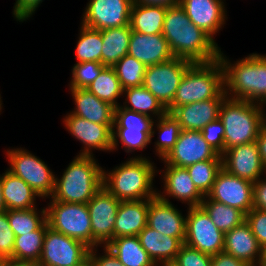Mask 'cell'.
Returning a JSON list of instances; mask_svg holds the SVG:
<instances>
[{"instance_id": "cell-1", "label": "cell", "mask_w": 266, "mask_h": 266, "mask_svg": "<svg viewBox=\"0 0 266 266\" xmlns=\"http://www.w3.org/2000/svg\"><path fill=\"white\" fill-rule=\"evenodd\" d=\"M162 35L174 57L192 63H207L219 58L218 44L191 23L180 4L167 7Z\"/></svg>"}, {"instance_id": "cell-2", "label": "cell", "mask_w": 266, "mask_h": 266, "mask_svg": "<svg viewBox=\"0 0 266 266\" xmlns=\"http://www.w3.org/2000/svg\"><path fill=\"white\" fill-rule=\"evenodd\" d=\"M224 70V92L232 99L266 104V54H249L233 64L221 51L218 58Z\"/></svg>"}, {"instance_id": "cell-3", "label": "cell", "mask_w": 266, "mask_h": 266, "mask_svg": "<svg viewBox=\"0 0 266 266\" xmlns=\"http://www.w3.org/2000/svg\"><path fill=\"white\" fill-rule=\"evenodd\" d=\"M150 158L138 155L108 172L103 169V187L120 201L152 199L157 196L153 187L156 170Z\"/></svg>"}, {"instance_id": "cell-4", "label": "cell", "mask_w": 266, "mask_h": 266, "mask_svg": "<svg viewBox=\"0 0 266 266\" xmlns=\"http://www.w3.org/2000/svg\"><path fill=\"white\" fill-rule=\"evenodd\" d=\"M94 156L77 155L63 171L55 176L51 199L58 202L87 204L103 187V168Z\"/></svg>"}, {"instance_id": "cell-5", "label": "cell", "mask_w": 266, "mask_h": 266, "mask_svg": "<svg viewBox=\"0 0 266 266\" xmlns=\"http://www.w3.org/2000/svg\"><path fill=\"white\" fill-rule=\"evenodd\" d=\"M264 105L226 97L219 119L224 126V151L234 146L255 142L265 123Z\"/></svg>"}, {"instance_id": "cell-6", "label": "cell", "mask_w": 266, "mask_h": 266, "mask_svg": "<svg viewBox=\"0 0 266 266\" xmlns=\"http://www.w3.org/2000/svg\"><path fill=\"white\" fill-rule=\"evenodd\" d=\"M224 92V70L219 59L207 63H192L183 75L172 104L176 107L214 98H226Z\"/></svg>"}, {"instance_id": "cell-7", "label": "cell", "mask_w": 266, "mask_h": 266, "mask_svg": "<svg viewBox=\"0 0 266 266\" xmlns=\"http://www.w3.org/2000/svg\"><path fill=\"white\" fill-rule=\"evenodd\" d=\"M153 123L152 117L128 110L121 105L115 107L112 152L118 148L119 141L127 153L132 154L136 150H144L156 133L152 127Z\"/></svg>"}, {"instance_id": "cell-8", "label": "cell", "mask_w": 266, "mask_h": 266, "mask_svg": "<svg viewBox=\"0 0 266 266\" xmlns=\"http://www.w3.org/2000/svg\"><path fill=\"white\" fill-rule=\"evenodd\" d=\"M46 207L49 227L92 248L91 219L87 204L58 202L51 199Z\"/></svg>"}, {"instance_id": "cell-9", "label": "cell", "mask_w": 266, "mask_h": 266, "mask_svg": "<svg viewBox=\"0 0 266 266\" xmlns=\"http://www.w3.org/2000/svg\"><path fill=\"white\" fill-rule=\"evenodd\" d=\"M6 154L10 164L7 170L26 182L40 198L50 199L56 175L47 164L24 148L9 149Z\"/></svg>"}, {"instance_id": "cell-10", "label": "cell", "mask_w": 266, "mask_h": 266, "mask_svg": "<svg viewBox=\"0 0 266 266\" xmlns=\"http://www.w3.org/2000/svg\"><path fill=\"white\" fill-rule=\"evenodd\" d=\"M192 62L173 57L163 63L148 66L143 86L167 109L173 102L180 81Z\"/></svg>"}, {"instance_id": "cell-11", "label": "cell", "mask_w": 266, "mask_h": 266, "mask_svg": "<svg viewBox=\"0 0 266 266\" xmlns=\"http://www.w3.org/2000/svg\"><path fill=\"white\" fill-rule=\"evenodd\" d=\"M90 248L83 242L62 233L46 229L42 253L35 266H70L90 263Z\"/></svg>"}, {"instance_id": "cell-12", "label": "cell", "mask_w": 266, "mask_h": 266, "mask_svg": "<svg viewBox=\"0 0 266 266\" xmlns=\"http://www.w3.org/2000/svg\"><path fill=\"white\" fill-rule=\"evenodd\" d=\"M184 243L200 252L214 256L224 250L225 234L212 222L201 207H188Z\"/></svg>"}, {"instance_id": "cell-13", "label": "cell", "mask_w": 266, "mask_h": 266, "mask_svg": "<svg viewBox=\"0 0 266 266\" xmlns=\"http://www.w3.org/2000/svg\"><path fill=\"white\" fill-rule=\"evenodd\" d=\"M120 200L102 187L87 203L92 228V248L106 246L113 239Z\"/></svg>"}, {"instance_id": "cell-14", "label": "cell", "mask_w": 266, "mask_h": 266, "mask_svg": "<svg viewBox=\"0 0 266 266\" xmlns=\"http://www.w3.org/2000/svg\"><path fill=\"white\" fill-rule=\"evenodd\" d=\"M222 160L203 138L201 131L181 130L176 144L162 159L166 164L187 168L199 161Z\"/></svg>"}, {"instance_id": "cell-15", "label": "cell", "mask_w": 266, "mask_h": 266, "mask_svg": "<svg viewBox=\"0 0 266 266\" xmlns=\"http://www.w3.org/2000/svg\"><path fill=\"white\" fill-rule=\"evenodd\" d=\"M63 124L84 146L78 155L93 156V149L112 151L113 124H98L69 113L64 117Z\"/></svg>"}, {"instance_id": "cell-16", "label": "cell", "mask_w": 266, "mask_h": 266, "mask_svg": "<svg viewBox=\"0 0 266 266\" xmlns=\"http://www.w3.org/2000/svg\"><path fill=\"white\" fill-rule=\"evenodd\" d=\"M132 4V0H90L81 23L98 30L129 25Z\"/></svg>"}, {"instance_id": "cell-17", "label": "cell", "mask_w": 266, "mask_h": 266, "mask_svg": "<svg viewBox=\"0 0 266 266\" xmlns=\"http://www.w3.org/2000/svg\"><path fill=\"white\" fill-rule=\"evenodd\" d=\"M207 197L247 214L253 209V183L233 176L222 168Z\"/></svg>"}, {"instance_id": "cell-18", "label": "cell", "mask_w": 266, "mask_h": 266, "mask_svg": "<svg viewBox=\"0 0 266 266\" xmlns=\"http://www.w3.org/2000/svg\"><path fill=\"white\" fill-rule=\"evenodd\" d=\"M221 158L222 168L227 173L252 183L266 174L256 142L229 148L221 154Z\"/></svg>"}, {"instance_id": "cell-19", "label": "cell", "mask_w": 266, "mask_h": 266, "mask_svg": "<svg viewBox=\"0 0 266 266\" xmlns=\"http://www.w3.org/2000/svg\"><path fill=\"white\" fill-rule=\"evenodd\" d=\"M186 219L169 200L155 196L150 199L147 215V226L163 235L177 237L184 243L186 235Z\"/></svg>"}, {"instance_id": "cell-20", "label": "cell", "mask_w": 266, "mask_h": 266, "mask_svg": "<svg viewBox=\"0 0 266 266\" xmlns=\"http://www.w3.org/2000/svg\"><path fill=\"white\" fill-rule=\"evenodd\" d=\"M224 0H180L191 23L207 33L213 40L227 20Z\"/></svg>"}, {"instance_id": "cell-21", "label": "cell", "mask_w": 266, "mask_h": 266, "mask_svg": "<svg viewBox=\"0 0 266 266\" xmlns=\"http://www.w3.org/2000/svg\"><path fill=\"white\" fill-rule=\"evenodd\" d=\"M165 170H161L164 183V191L157 192L159 198L173 197L186 203L188 207H197L201 205L204 196L195 187L188 170L182 167L168 165L164 162ZM164 173V174H162Z\"/></svg>"}, {"instance_id": "cell-22", "label": "cell", "mask_w": 266, "mask_h": 266, "mask_svg": "<svg viewBox=\"0 0 266 266\" xmlns=\"http://www.w3.org/2000/svg\"><path fill=\"white\" fill-rule=\"evenodd\" d=\"M146 67L171 60L174 56L162 34L131 32L128 52Z\"/></svg>"}, {"instance_id": "cell-23", "label": "cell", "mask_w": 266, "mask_h": 266, "mask_svg": "<svg viewBox=\"0 0 266 266\" xmlns=\"http://www.w3.org/2000/svg\"><path fill=\"white\" fill-rule=\"evenodd\" d=\"M223 252L245 261L250 266H258L261 260L262 247L244 221L241 225L225 233Z\"/></svg>"}, {"instance_id": "cell-24", "label": "cell", "mask_w": 266, "mask_h": 266, "mask_svg": "<svg viewBox=\"0 0 266 266\" xmlns=\"http://www.w3.org/2000/svg\"><path fill=\"white\" fill-rule=\"evenodd\" d=\"M225 98L208 99L176 107L172 116L179 122L181 130L201 131L208 123L219 118L220 107Z\"/></svg>"}, {"instance_id": "cell-25", "label": "cell", "mask_w": 266, "mask_h": 266, "mask_svg": "<svg viewBox=\"0 0 266 266\" xmlns=\"http://www.w3.org/2000/svg\"><path fill=\"white\" fill-rule=\"evenodd\" d=\"M150 199L121 201L114 223L113 238L137 236L147 226Z\"/></svg>"}, {"instance_id": "cell-26", "label": "cell", "mask_w": 266, "mask_h": 266, "mask_svg": "<svg viewBox=\"0 0 266 266\" xmlns=\"http://www.w3.org/2000/svg\"><path fill=\"white\" fill-rule=\"evenodd\" d=\"M141 246L158 266H169L179 253L182 242L146 226L138 235Z\"/></svg>"}, {"instance_id": "cell-27", "label": "cell", "mask_w": 266, "mask_h": 266, "mask_svg": "<svg viewBox=\"0 0 266 266\" xmlns=\"http://www.w3.org/2000/svg\"><path fill=\"white\" fill-rule=\"evenodd\" d=\"M74 104L73 114L98 124H114V106L100 100L87 89H70Z\"/></svg>"}, {"instance_id": "cell-28", "label": "cell", "mask_w": 266, "mask_h": 266, "mask_svg": "<svg viewBox=\"0 0 266 266\" xmlns=\"http://www.w3.org/2000/svg\"><path fill=\"white\" fill-rule=\"evenodd\" d=\"M3 199L7 210H21L36 207V192L21 178L6 170L1 175Z\"/></svg>"}, {"instance_id": "cell-29", "label": "cell", "mask_w": 266, "mask_h": 266, "mask_svg": "<svg viewBox=\"0 0 266 266\" xmlns=\"http://www.w3.org/2000/svg\"><path fill=\"white\" fill-rule=\"evenodd\" d=\"M166 6L133 3L129 25L132 31L143 34H162Z\"/></svg>"}, {"instance_id": "cell-30", "label": "cell", "mask_w": 266, "mask_h": 266, "mask_svg": "<svg viewBox=\"0 0 266 266\" xmlns=\"http://www.w3.org/2000/svg\"><path fill=\"white\" fill-rule=\"evenodd\" d=\"M48 227L46 220L37 230L15 236L13 256L9 261L35 266L40 259Z\"/></svg>"}, {"instance_id": "cell-31", "label": "cell", "mask_w": 266, "mask_h": 266, "mask_svg": "<svg viewBox=\"0 0 266 266\" xmlns=\"http://www.w3.org/2000/svg\"><path fill=\"white\" fill-rule=\"evenodd\" d=\"M106 247L124 266H157L141 246L138 236L113 238Z\"/></svg>"}, {"instance_id": "cell-32", "label": "cell", "mask_w": 266, "mask_h": 266, "mask_svg": "<svg viewBox=\"0 0 266 266\" xmlns=\"http://www.w3.org/2000/svg\"><path fill=\"white\" fill-rule=\"evenodd\" d=\"M100 31L103 41L102 64L113 67L127 54L132 29L130 25H125Z\"/></svg>"}, {"instance_id": "cell-33", "label": "cell", "mask_w": 266, "mask_h": 266, "mask_svg": "<svg viewBox=\"0 0 266 266\" xmlns=\"http://www.w3.org/2000/svg\"><path fill=\"white\" fill-rule=\"evenodd\" d=\"M123 94L126 97L124 104L121 105L123 108L152 118L157 116L156 119L167 113L162 103L143 85L124 89Z\"/></svg>"}, {"instance_id": "cell-34", "label": "cell", "mask_w": 266, "mask_h": 266, "mask_svg": "<svg viewBox=\"0 0 266 266\" xmlns=\"http://www.w3.org/2000/svg\"><path fill=\"white\" fill-rule=\"evenodd\" d=\"M212 219L215 226L224 234L246 221V214L224 203L204 196L200 205Z\"/></svg>"}, {"instance_id": "cell-35", "label": "cell", "mask_w": 266, "mask_h": 266, "mask_svg": "<svg viewBox=\"0 0 266 266\" xmlns=\"http://www.w3.org/2000/svg\"><path fill=\"white\" fill-rule=\"evenodd\" d=\"M87 90L100 100L110 103L114 107L120 106L118 98L123 95V88L112 67L105 66L99 76L90 84Z\"/></svg>"}, {"instance_id": "cell-36", "label": "cell", "mask_w": 266, "mask_h": 266, "mask_svg": "<svg viewBox=\"0 0 266 266\" xmlns=\"http://www.w3.org/2000/svg\"><path fill=\"white\" fill-rule=\"evenodd\" d=\"M79 39L76 46L77 63H102V34L98 29L90 28L81 23Z\"/></svg>"}, {"instance_id": "cell-37", "label": "cell", "mask_w": 266, "mask_h": 266, "mask_svg": "<svg viewBox=\"0 0 266 266\" xmlns=\"http://www.w3.org/2000/svg\"><path fill=\"white\" fill-rule=\"evenodd\" d=\"M152 127H157L159 134L158 140L155 144L156 155L162 160L174 147L181 132L179 122L172 116L171 113H166L161 116ZM156 125V126H155Z\"/></svg>"}, {"instance_id": "cell-38", "label": "cell", "mask_w": 266, "mask_h": 266, "mask_svg": "<svg viewBox=\"0 0 266 266\" xmlns=\"http://www.w3.org/2000/svg\"><path fill=\"white\" fill-rule=\"evenodd\" d=\"M41 210L38 212L37 207L7 210V217L14 235L20 236L37 230L46 221V208L44 207Z\"/></svg>"}, {"instance_id": "cell-39", "label": "cell", "mask_w": 266, "mask_h": 266, "mask_svg": "<svg viewBox=\"0 0 266 266\" xmlns=\"http://www.w3.org/2000/svg\"><path fill=\"white\" fill-rule=\"evenodd\" d=\"M124 89L143 85L146 66L135 57L126 54L113 67Z\"/></svg>"}, {"instance_id": "cell-40", "label": "cell", "mask_w": 266, "mask_h": 266, "mask_svg": "<svg viewBox=\"0 0 266 266\" xmlns=\"http://www.w3.org/2000/svg\"><path fill=\"white\" fill-rule=\"evenodd\" d=\"M186 169L198 191L203 196H207L217 173L222 169V160L199 161Z\"/></svg>"}, {"instance_id": "cell-41", "label": "cell", "mask_w": 266, "mask_h": 266, "mask_svg": "<svg viewBox=\"0 0 266 266\" xmlns=\"http://www.w3.org/2000/svg\"><path fill=\"white\" fill-rule=\"evenodd\" d=\"M105 66L100 62H82L74 64L72 68V79L69 89H87L99 76Z\"/></svg>"}, {"instance_id": "cell-42", "label": "cell", "mask_w": 266, "mask_h": 266, "mask_svg": "<svg viewBox=\"0 0 266 266\" xmlns=\"http://www.w3.org/2000/svg\"><path fill=\"white\" fill-rule=\"evenodd\" d=\"M169 266H211V256L183 243Z\"/></svg>"}, {"instance_id": "cell-43", "label": "cell", "mask_w": 266, "mask_h": 266, "mask_svg": "<svg viewBox=\"0 0 266 266\" xmlns=\"http://www.w3.org/2000/svg\"><path fill=\"white\" fill-rule=\"evenodd\" d=\"M15 235L10 227L7 210L0 212V257L10 260L13 256Z\"/></svg>"}, {"instance_id": "cell-44", "label": "cell", "mask_w": 266, "mask_h": 266, "mask_svg": "<svg viewBox=\"0 0 266 266\" xmlns=\"http://www.w3.org/2000/svg\"><path fill=\"white\" fill-rule=\"evenodd\" d=\"M224 126L218 118L208 123L202 130L205 141L220 155L224 152Z\"/></svg>"}, {"instance_id": "cell-45", "label": "cell", "mask_w": 266, "mask_h": 266, "mask_svg": "<svg viewBox=\"0 0 266 266\" xmlns=\"http://www.w3.org/2000/svg\"><path fill=\"white\" fill-rule=\"evenodd\" d=\"M246 222L261 247L266 245V212L253 208L246 214Z\"/></svg>"}, {"instance_id": "cell-46", "label": "cell", "mask_w": 266, "mask_h": 266, "mask_svg": "<svg viewBox=\"0 0 266 266\" xmlns=\"http://www.w3.org/2000/svg\"><path fill=\"white\" fill-rule=\"evenodd\" d=\"M43 0H16L13 7V15L16 21L23 22L35 13Z\"/></svg>"}, {"instance_id": "cell-47", "label": "cell", "mask_w": 266, "mask_h": 266, "mask_svg": "<svg viewBox=\"0 0 266 266\" xmlns=\"http://www.w3.org/2000/svg\"><path fill=\"white\" fill-rule=\"evenodd\" d=\"M104 249L103 255H100V253L97 252V248H91L89 250V260L91 263V266H124L117 257L113 254V252L107 248L106 246H101Z\"/></svg>"}, {"instance_id": "cell-48", "label": "cell", "mask_w": 266, "mask_h": 266, "mask_svg": "<svg viewBox=\"0 0 266 266\" xmlns=\"http://www.w3.org/2000/svg\"><path fill=\"white\" fill-rule=\"evenodd\" d=\"M253 208L266 212V177L253 183Z\"/></svg>"}, {"instance_id": "cell-49", "label": "cell", "mask_w": 266, "mask_h": 266, "mask_svg": "<svg viewBox=\"0 0 266 266\" xmlns=\"http://www.w3.org/2000/svg\"><path fill=\"white\" fill-rule=\"evenodd\" d=\"M211 266H250L245 261L221 252L211 256Z\"/></svg>"}, {"instance_id": "cell-50", "label": "cell", "mask_w": 266, "mask_h": 266, "mask_svg": "<svg viewBox=\"0 0 266 266\" xmlns=\"http://www.w3.org/2000/svg\"><path fill=\"white\" fill-rule=\"evenodd\" d=\"M255 142L258 146L261 162L266 169V123L262 126Z\"/></svg>"}, {"instance_id": "cell-51", "label": "cell", "mask_w": 266, "mask_h": 266, "mask_svg": "<svg viewBox=\"0 0 266 266\" xmlns=\"http://www.w3.org/2000/svg\"><path fill=\"white\" fill-rule=\"evenodd\" d=\"M136 4H147V5H162V6H174L178 5L180 0H132Z\"/></svg>"}, {"instance_id": "cell-52", "label": "cell", "mask_w": 266, "mask_h": 266, "mask_svg": "<svg viewBox=\"0 0 266 266\" xmlns=\"http://www.w3.org/2000/svg\"><path fill=\"white\" fill-rule=\"evenodd\" d=\"M6 204L3 199L2 184H1V174H0V212L6 211Z\"/></svg>"}, {"instance_id": "cell-53", "label": "cell", "mask_w": 266, "mask_h": 266, "mask_svg": "<svg viewBox=\"0 0 266 266\" xmlns=\"http://www.w3.org/2000/svg\"><path fill=\"white\" fill-rule=\"evenodd\" d=\"M1 266H32V265H29V264H24V263H16V262H12V261H9V260H5Z\"/></svg>"}, {"instance_id": "cell-54", "label": "cell", "mask_w": 266, "mask_h": 266, "mask_svg": "<svg viewBox=\"0 0 266 266\" xmlns=\"http://www.w3.org/2000/svg\"><path fill=\"white\" fill-rule=\"evenodd\" d=\"M258 266H266V245L262 247L261 260Z\"/></svg>"}, {"instance_id": "cell-55", "label": "cell", "mask_w": 266, "mask_h": 266, "mask_svg": "<svg viewBox=\"0 0 266 266\" xmlns=\"http://www.w3.org/2000/svg\"><path fill=\"white\" fill-rule=\"evenodd\" d=\"M70 266H91V263H78V264L70 265Z\"/></svg>"}, {"instance_id": "cell-56", "label": "cell", "mask_w": 266, "mask_h": 266, "mask_svg": "<svg viewBox=\"0 0 266 266\" xmlns=\"http://www.w3.org/2000/svg\"><path fill=\"white\" fill-rule=\"evenodd\" d=\"M2 100H1V94H0V112L2 111Z\"/></svg>"}, {"instance_id": "cell-57", "label": "cell", "mask_w": 266, "mask_h": 266, "mask_svg": "<svg viewBox=\"0 0 266 266\" xmlns=\"http://www.w3.org/2000/svg\"><path fill=\"white\" fill-rule=\"evenodd\" d=\"M5 260L3 258L0 257V266L1 264L4 262Z\"/></svg>"}]
</instances>
